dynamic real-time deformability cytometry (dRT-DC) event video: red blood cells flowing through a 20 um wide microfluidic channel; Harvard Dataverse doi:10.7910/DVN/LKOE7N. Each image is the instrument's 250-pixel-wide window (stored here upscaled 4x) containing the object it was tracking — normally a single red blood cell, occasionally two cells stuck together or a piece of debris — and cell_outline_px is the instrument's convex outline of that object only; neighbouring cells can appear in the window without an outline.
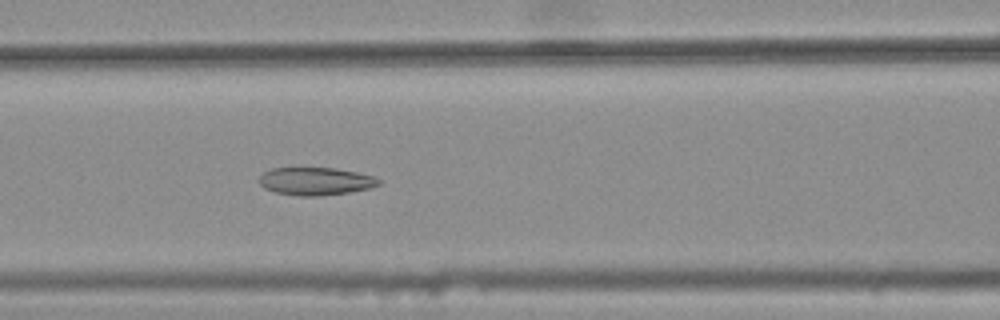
{"species": "common noctule bat (a hibernating species)", "species_latin": "Nyctalus noctula", "temperature_condition": "warm", "stored_images_in_passage": 44, "camera_frame_rate_fps": 3000, "um_per_image_px": 0.085, "animal": {"sex": "female", "body_mass_g": 25.1}, "frame": {"image": 1, "passage_image": 22, "time_ms": 7.0, "image_size_px": [1000, 320], "cell_outline_px": [[380, 184], [372, 188], [348, 192], [320, 196], [300, 196], [276, 192], [264, 188], [260, 184], [260, 176], [264, 172], [272, 168], [336, 168], [356, 172], [372, 176], [380, 180]], "centroid_in_image_um": [26.83, 15.41], "position_along_channel_um": 139.8, "area_um2": 19.25}}
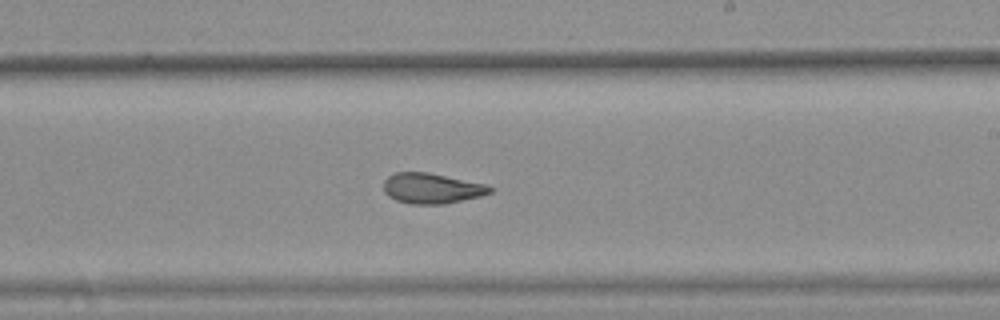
{"frame": {"image": 2, "passage_image": 31, "time_ms": 10.0, "image_size_px": [1000, 320], "cell_outline_px": [[492, 192], [480, 196], [444, 204], [408, 204], [396, 200], [388, 196], [384, 192], [384, 180], [388, 176], [396, 172], [428, 172], [488, 184], [492, 188]], "centroid_in_image_um": [36.69, 16.0], "position_along_channel_um": 252.3, "area_um2": 18.96}}
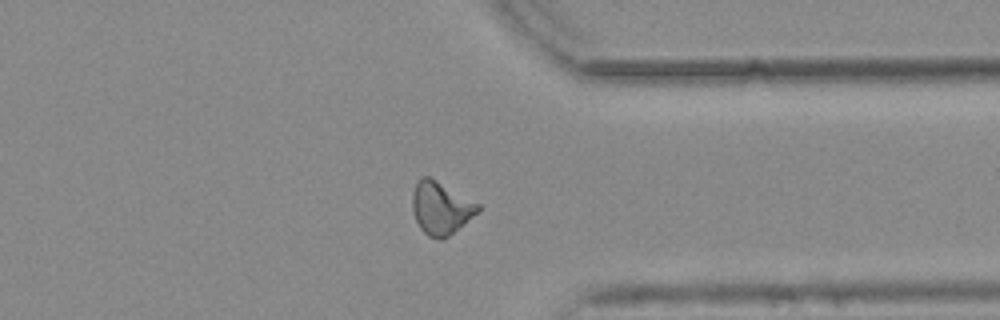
{"frame": {"image": 3, "passage_image": 41, "time_ms": 13.333, "image_size_px": [1000, 320], "cell_outline_px": [[480, 212], [444, 240], [440, 240], [428, 236], [420, 228], [416, 220], [412, 208], [412, 192], [420, 176], [428, 176], [436, 180], [480, 204]], "centroid_in_image_um": [37.48, 17.7], "position_along_channel_um": 373.9, "area_um2": 20.29}, "authors_computed_cell_mechanics": {"area_um2": 20.0566, "velocity_mm_per_s": 3.7599, "shape_relaxation_time_tau1_ms": null, "shape_relaxation_time_tau2_ms": 1.8947, "deformation_change_tau1": null, "deformation_change_tau2": 0.087}}